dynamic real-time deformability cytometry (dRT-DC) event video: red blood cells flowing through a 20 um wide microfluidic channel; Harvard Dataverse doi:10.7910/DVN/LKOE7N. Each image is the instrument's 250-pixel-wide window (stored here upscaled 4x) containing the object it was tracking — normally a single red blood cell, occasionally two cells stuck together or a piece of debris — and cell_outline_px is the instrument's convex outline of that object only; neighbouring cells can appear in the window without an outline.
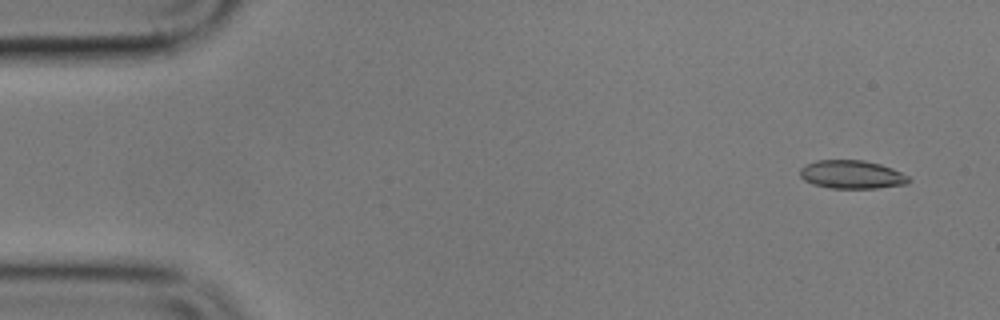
{"species": "common noctule bat (a hibernating species)", "species_latin": "Nyctalus noctula", "temperature_condition": "cold", "stored_images_in_passage": 4, "camera_frame_rate_fps": 3000, "um_per_image_px": 0.085, "animal": {"sex": "male", "body_mass_g": 17.9}, "frame": {"image": 1, "passage_image": 1, "time_ms": 0.0, "image_size_px": [1000, 320], "cell_outline_px": [[912, 180], [908, 184], [876, 188], [832, 188], [812, 184], [804, 180], [800, 176], [800, 168], [816, 160], [864, 160], [880, 164], [892, 168], [908, 176]], "centroid_in_image_um": [72.42, 14.83], "position_along_channel_um": 12.6, "area_um2": 17.98}}
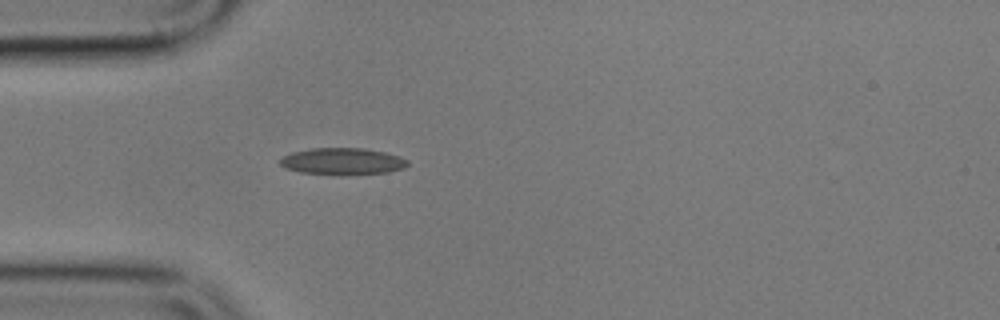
{"frame": {"image": 2, "passage_image": 4, "time_ms": 4.333, "image_size_px": [1000, 320], "cell_outline_px": [[408, 164], [404, 168], [388, 172], [300, 172], [284, 168], [280, 164], [280, 160], [284, 156], [292, 152], [312, 148], [364, 148], [384, 152], [400, 156], [408, 160]], "centroid_in_image_um": [29.12, 13.66], "position_along_channel_um": 55.9, "area_um2": 18.9}}